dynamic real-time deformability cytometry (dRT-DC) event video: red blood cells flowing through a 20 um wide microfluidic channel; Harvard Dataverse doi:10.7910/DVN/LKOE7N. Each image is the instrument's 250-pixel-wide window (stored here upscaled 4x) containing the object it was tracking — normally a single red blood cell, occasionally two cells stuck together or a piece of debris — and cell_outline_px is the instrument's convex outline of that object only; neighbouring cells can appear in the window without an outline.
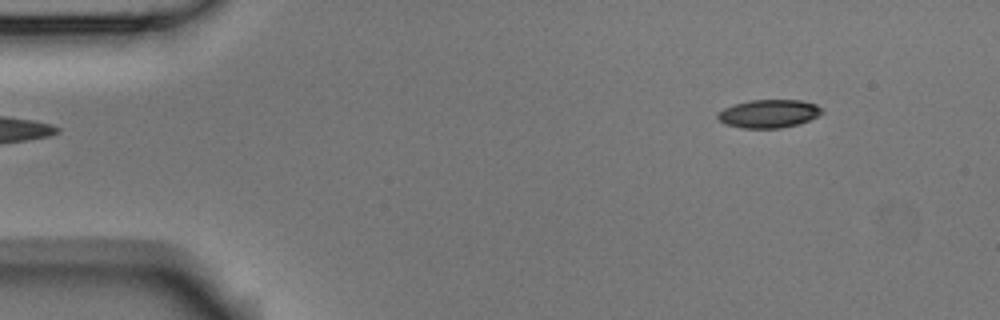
{"species": "Egyptian fruit bat (a non-hibernating species)", "species_latin": "Rousettus aegyptiacus", "temperature_condition": "room temperature", "stored_images_in_passage": 5, "segment_of_instrument_passage": [2, 2], "camera_frame_rate_fps": 3000, "um_per_image_px": 0.085, "animal": {"sex": "male"}, "frame": {"image": 1, "passage_image": 5, "time_ms": 1.333, "image_size_px": [1000, 320], "cell_outline_px": [[824, 112], [808, 120], [796, 124], [780, 128], [740, 128], [724, 124], [716, 116], [724, 108], [732, 104], [748, 100], [800, 100], [816, 104]], "centroid_in_image_um": [65.3, 9.65], "position_along_channel_um": 19.7, "area_um2": 17.05}}